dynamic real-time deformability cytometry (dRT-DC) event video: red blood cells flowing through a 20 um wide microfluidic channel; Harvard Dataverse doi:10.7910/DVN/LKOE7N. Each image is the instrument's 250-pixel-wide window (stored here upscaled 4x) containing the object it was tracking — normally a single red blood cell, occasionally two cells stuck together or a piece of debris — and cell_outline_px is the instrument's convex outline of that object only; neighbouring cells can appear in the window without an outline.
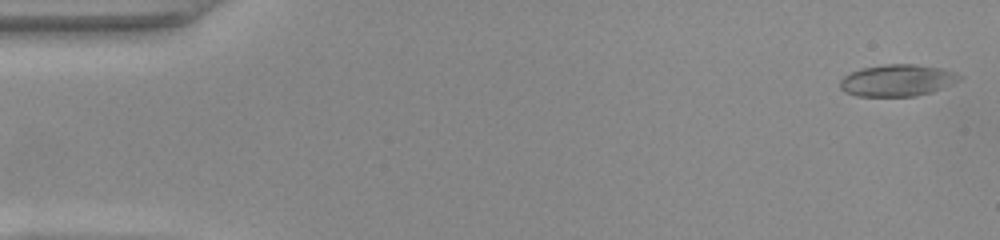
{"species": "common noctule bat (a hibernating species)", "species_latin": "Nyctalus noctula", "temperature_condition": "warm", "stored_images_in_passage": 46, "camera_frame_rate_fps": 3000, "um_per_image_px": 0.085, "animal": {"sex": "female", "body_mass_g": 22.0, "forearm_length_mm": 56.7}, "frame": {"image": 1, "passage_image": 1, "time_ms": 0.0, "image_size_px": [1000, 240], "cell_outline_px": [[964, 76], [960, 80], [932, 92], [916, 96], [856, 96], [844, 92], [840, 88], [840, 80], [844, 76], [860, 68], [884, 64], [916, 64], [940, 68], [956, 72]], "centroid_in_image_um": [76.27, 6.83], "position_along_channel_um": 8.7, "area_um2": 22.25}}
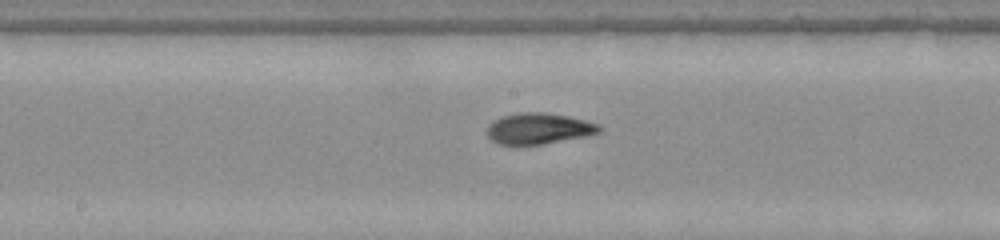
{"frame": {"image": 2, "passage_image": 26, "time_ms": 8.333, "image_size_px": [1000, 240], "cell_outline_px": [[600, 132], [588, 136], [544, 144], [496, 144], [488, 136], [488, 124], [492, 120], [500, 116], [520, 112], [544, 112], [568, 116], [600, 124]], "centroid_in_image_um": [45.78, 10.92], "position_along_channel_um": 202.4, "area_um2": 20.4}}
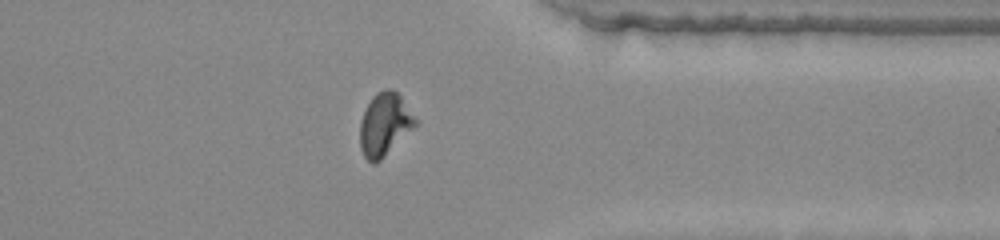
{"frame": {"image": 3, "passage_image": 40, "time_ms": 13.0, "image_size_px": [1000, 240], "cell_outline_px": [[416, 124], [376, 164], [372, 164], [364, 156], [360, 148], [360, 120], [372, 96], [376, 92], [384, 88], [392, 88], [400, 96], [416, 120]], "centroid_in_image_um": [32.64, 10.56], "position_along_channel_um": 378.8, "area_um2": 19.83}, "authors_computed_cell_mechanics": {"area_um2": 20.5768, "velocity_mm_per_s": 3.9504, "shape_relaxation_time_tau1_ms": 7.1161, "shape_relaxation_time_tau2_ms": 3.4894, "deformation_change_tau1": 0.2432, "deformation_change_tau2": 0.1017}}